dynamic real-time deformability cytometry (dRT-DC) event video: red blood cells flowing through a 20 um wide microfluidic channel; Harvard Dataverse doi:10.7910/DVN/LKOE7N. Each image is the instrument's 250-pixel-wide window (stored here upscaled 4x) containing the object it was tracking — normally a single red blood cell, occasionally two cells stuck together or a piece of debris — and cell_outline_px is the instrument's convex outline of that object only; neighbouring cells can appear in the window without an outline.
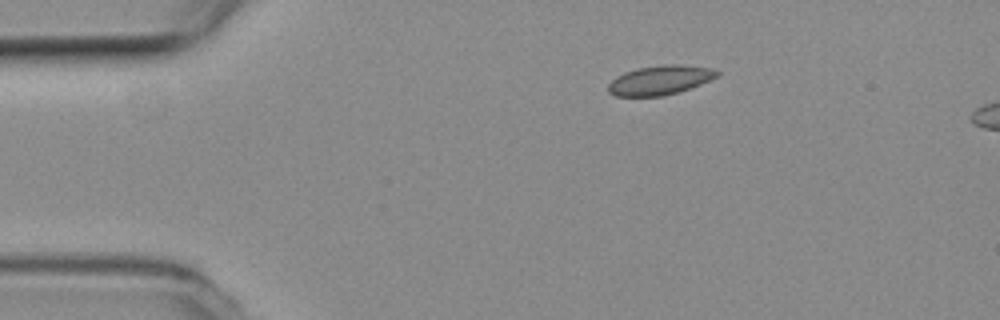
{"species": "common noctule bat (a hibernating species)", "species_latin": "Nyctalus noctula", "temperature_condition": "room temperature", "stored_images_in_passage": 6, "camera_frame_rate_fps": 3000, "um_per_image_px": 0.085, "animal": {"sex": "female", "body_mass_g": 19.3, "forearm_length_mm": 54.1}, "frame": {"image": 1, "passage_image": 1, "time_ms": 0.0, "image_size_px": [1000, 320], "cell_outline_px": [[720, 72], [716, 76], [700, 84], [664, 96], [616, 96], [608, 92], [608, 84], [616, 76], [624, 72], [636, 68], [664, 64], [680, 64], [712, 68]], "centroid_in_image_um": [56.05, 6.8], "position_along_channel_um": 28.9, "area_um2": 18.5}}